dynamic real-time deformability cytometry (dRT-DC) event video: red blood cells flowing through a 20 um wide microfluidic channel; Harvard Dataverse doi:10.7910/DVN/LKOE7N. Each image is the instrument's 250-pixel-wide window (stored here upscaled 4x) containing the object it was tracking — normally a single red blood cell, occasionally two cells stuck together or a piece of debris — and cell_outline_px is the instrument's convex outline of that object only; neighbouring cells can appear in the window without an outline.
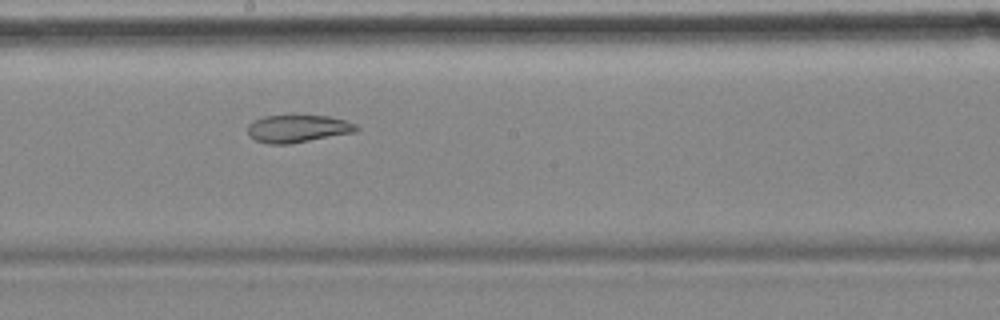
{"species": "common noctule bat (a hibernating species)", "species_latin": "Nyctalus noctula", "temperature_condition": "cold", "stored_images_in_passage": 5, "camera_frame_rate_fps": 3000, "um_per_image_px": 0.085, "animal": {"sex": "female", "body_mass_g": 18.4}, "frame": {"image": 1, "passage_image": 5, "time_ms": 4.333, "image_size_px": [1000, 320], "cell_outline_px": [[360, 128], [356, 132], [288, 144], [268, 144], [256, 140], [248, 136], [248, 124], [252, 120], [264, 116], [332, 116], [356, 124]], "centroid_in_image_um": [25.3, 10.93], "position_along_channel_um": 222.9, "area_um2": 17.46}}